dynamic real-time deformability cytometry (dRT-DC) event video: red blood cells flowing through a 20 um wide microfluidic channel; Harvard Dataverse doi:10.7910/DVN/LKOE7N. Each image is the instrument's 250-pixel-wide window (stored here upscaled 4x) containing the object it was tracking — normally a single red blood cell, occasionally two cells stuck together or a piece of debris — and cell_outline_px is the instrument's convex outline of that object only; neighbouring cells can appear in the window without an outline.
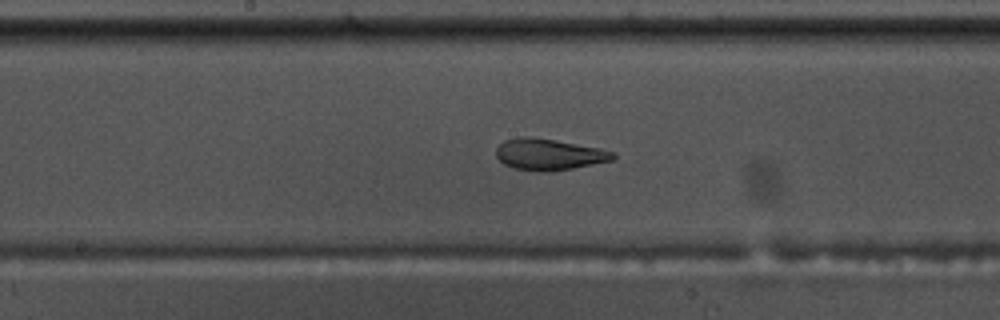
{"species": "common noctule bat (a hibernating species)", "species_latin": "Nyctalus noctula", "temperature_condition": "warm", "stored_images_in_passage": 47, "camera_frame_rate_fps": 3000, "um_per_image_px": 0.085, "animal": {"sex": "male", "body_mass_g": 17.5, "forearm_length_mm": 52.3}, "frame": {"image": 1, "passage_image": 20, "time_ms": 6.333, "image_size_px": [1000, 320], "cell_outline_px": [[616, 156], [612, 160], [552, 172], [536, 172], [512, 168], [504, 164], [496, 156], [496, 148], [504, 140], [520, 136], [532, 136], [600, 148], [616, 152]], "centroid_in_image_um": [46.63, 13.13], "position_along_channel_um": 201.6, "area_um2": 21.56}}
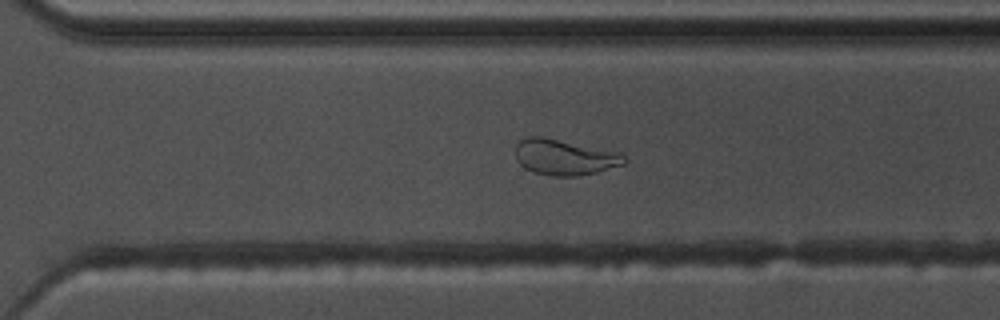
{"frame": {"image": 2, "passage_image": 30, "time_ms": 9.667, "image_size_px": [1000, 320], "cell_outline_px": [[628, 160], [624, 164], [596, 172], [576, 176], [552, 176], [536, 172], [524, 168], [516, 160], [516, 144], [520, 140], [528, 136], [540, 136], [624, 152]], "centroid_in_image_um": [48.03, 13.35], "position_along_channel_um": 322.6, "area_um2": 22.89}}
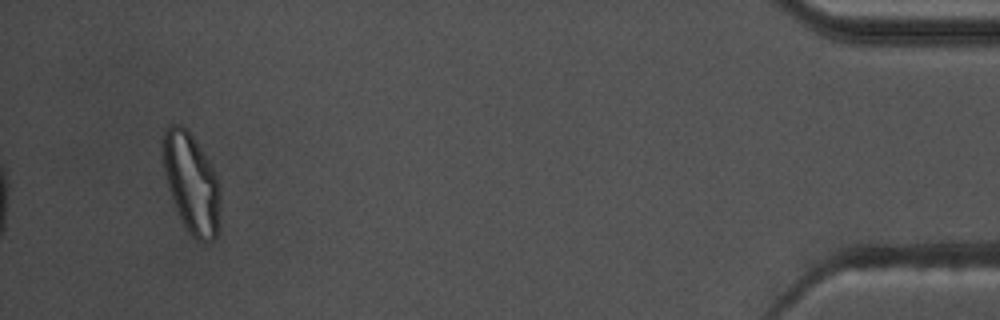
{"frame": {"image": 3, "passage_image": 44, "time_ms": 14.333, "image_size_px": [1000, 320], "cell_outline_px": [[220, 200], [216, 240], [208, 244], [204, 244], [196, 240], [188, 232], [176, 208], [168, 188], [160, 148], [160, 136], [164, 128], [168, 124], [180, 124], [188, 128], [208, 160], [220, 180]], "centroid_in_image_um": [16.25, 15.51], "position_along_channel_um": 419.0, "area_um2": 34.22}, "authors_computed_cell_mechanics": {"area_um2": 23.1778, "velocity_mm_per_s": 3.6371, "shape_relaxation_time_tau1_ms": 10.1911, "shape_relaxation_time_tau2_ms": 1.4199, "deformation_change_tau1": 0.2481, "deformation_change_tau2": 0.0752}}